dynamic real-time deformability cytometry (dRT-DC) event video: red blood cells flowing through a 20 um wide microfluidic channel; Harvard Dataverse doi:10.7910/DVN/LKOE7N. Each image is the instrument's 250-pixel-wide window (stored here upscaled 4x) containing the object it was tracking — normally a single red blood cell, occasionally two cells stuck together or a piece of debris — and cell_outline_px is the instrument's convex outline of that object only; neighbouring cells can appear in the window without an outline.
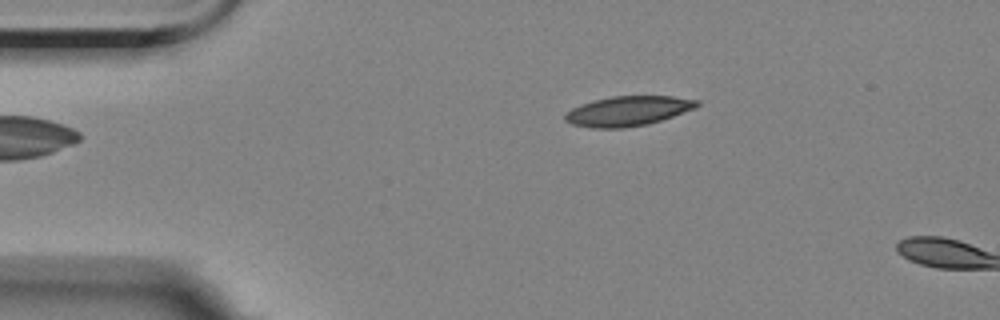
{"species": "Egyptian fruit bat (a non-hibernating species)", "species_latin": "Rousettus aegyptiacus", "temperature_condition": "room temperature", "stored_images_in_passage": 2, "camera_frame_rate_fps": 3000, "um_per_image_px": 0.085, "animal": {"sex": "female"}, "frame": {"image": 1, "passage_image": 2, "time_ms": 1.667, "image_size_px": [1000, 320], "cell_outline_px": [[700, 104], [696, 108], [648, 124], [624, 128], [592, 128], [572, 124], [564, 120], [564, 116], [572, 108], [580, 104], [592, 100], [612, 96], [672, 96], [700, 100]], "centroid_in_image_um": [53.37, 9.43], "position_along_channel_um": 31.6, "area_um2": 22.95}}